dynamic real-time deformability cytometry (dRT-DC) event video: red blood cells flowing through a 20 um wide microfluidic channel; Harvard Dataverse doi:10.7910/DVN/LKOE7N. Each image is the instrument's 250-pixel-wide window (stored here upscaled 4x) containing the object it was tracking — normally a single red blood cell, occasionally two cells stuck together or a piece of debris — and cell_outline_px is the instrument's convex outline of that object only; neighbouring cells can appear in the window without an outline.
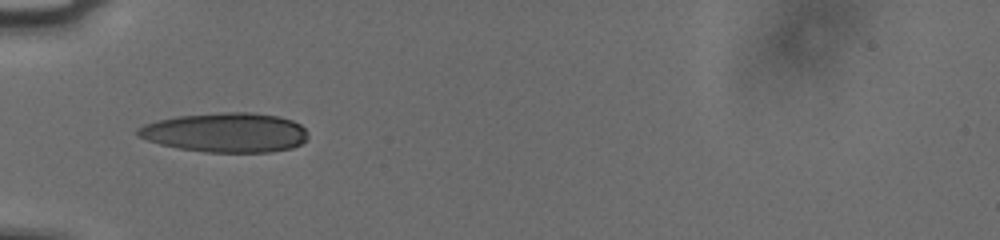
{"species": "human", "species_latin": "Homo sapiens", "temperature_condition": "cold", "stored_images_in_passage": 37, "camera_frame_rate_fps": 3000, "um_per_image_px": 0.085, "donor": {"sex": "male"}, "frame": {"image": 1, "passage_image": 1, "time_ms": 0.0, "image_size_px": [1000, 240], "cell_outline_px": [[308, 136], [300, 144], [292, 148], [272, 152], [204, 152], [180, 148], [160, 144], [136, 136], [136, 128], [144, 124], [176, 116], [224, 112], [248, 112], [280, 116], [292, 120], [300, 124], [308, 132]], "centroid_in_image_um": [19.19, 11.26], "position_along_channel_um": 65.8, "area_um2": 39.25}}
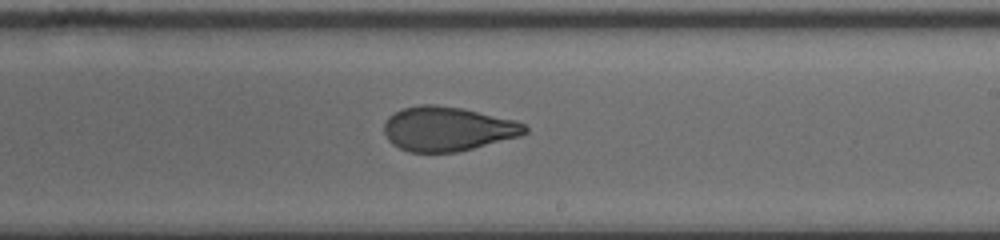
{"frame": {"image": 2, "passage_image": 16, "time_ms": 5.0, "image_size_px": [1000, 240], "cell_outline_px": [[528, 132], [520, 136], [456, 152], [408, 152], [392, 144], [388, 140], [384, 132], [384, 124], [388, 116], [404, 108], [420, 104], [436, 104], [460, 108], [516, 120], [524, 124], [528, 128]], "centroid_in_image_um": [38.03, 10.95], "position_along_channel_um": 251.0, "area_um2": 36.3}}
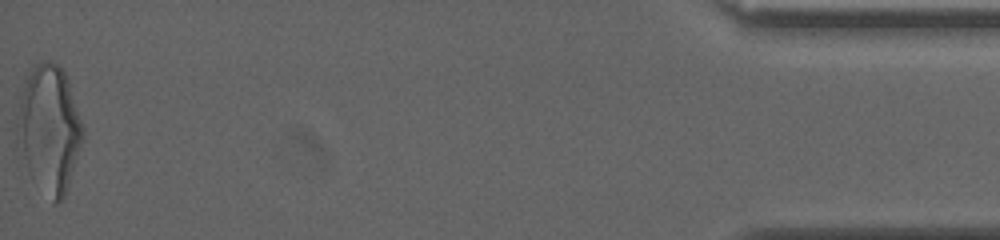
{"frame": {"image": 3, "passage_image": 37, "time_ms": 12.0, "image_size_px": [1000, 240], "cell_outline_px": [[84, 136], [64, 196], [56, 204], [52, 204], [28, 168], [16, 140], [16, 124], [24, 76], [36, 64], [44, 60], [52, 60], [64, 72], [68, 80], [84, 128]], "centroid_in_image_um": [4.17, 10.89], "position_along_channel_um": 431.0, "area_um2": 48.21}, "authors_computed_cell_mechanics": {"area_um2": 37.3388, "velocity_mm_per_s": 3.7857, "shape_relaxation_time_tau1_ms": 5.1821, "shape_relaxation_time_tau2_ms": 1.3393, "deformation_change_tau1": 0.1893, "deformation_change_tau2": 0.0816}}